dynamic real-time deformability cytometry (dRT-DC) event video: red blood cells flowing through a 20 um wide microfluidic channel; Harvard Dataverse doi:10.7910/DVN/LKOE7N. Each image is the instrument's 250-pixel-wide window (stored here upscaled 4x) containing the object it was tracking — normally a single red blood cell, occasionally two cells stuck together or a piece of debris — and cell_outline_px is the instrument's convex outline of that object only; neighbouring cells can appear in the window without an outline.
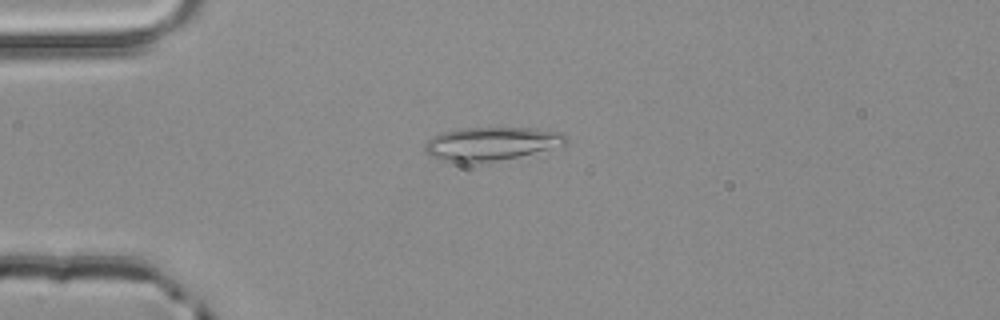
{"species": "common noctule bat (a hibernating species)", "species_latin": "Nyctalus noctula", "temperature_condition": "room temperature", "stored_images_in_passage": 2, "camera_frame_rate_fps": 3000, "um_per_image_px": 0.085, "animal": {"sex": "male", "body_mass_g": 20.4}, "frame": {"image": 1, "passage_image": 2, "time_ms": 0.333, "image_size_px": [1000, 320], "cell_outline_px": [[568, 140], [564, 144], [516, 156], [492, 160], [444, 160], [432, 156], [424, 148], [424, 144], [432, 136], [444, 132], [460, 128], [532, 128], [560, 132]], "centroid_in_image_um": [41.73, 12.16], "position_along_channel_um": 43.3, "area_um2": 26.01}}